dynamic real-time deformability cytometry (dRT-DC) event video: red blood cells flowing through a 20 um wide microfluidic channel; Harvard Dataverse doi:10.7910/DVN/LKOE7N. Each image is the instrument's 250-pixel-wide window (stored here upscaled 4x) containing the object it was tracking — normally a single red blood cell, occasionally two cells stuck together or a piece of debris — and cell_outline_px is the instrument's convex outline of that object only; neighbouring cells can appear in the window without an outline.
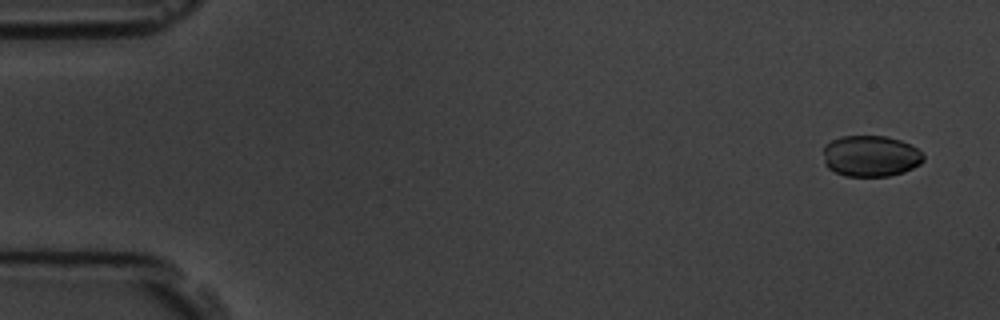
{"species": "common noctule bat (a hibernating species)", "species_latin": "Nyctalus noctula", "temperature_condition": "room temperature", "stored_images_in_passage": 3, "camera_frame_rate_fps": 3000, "um_per_image_px": 0.085, "animal": {"sex": "male", "body_mass_g": 19.5, "forearm_length_mm": 54.6}, "frame": {"image": 1, "passage_image": 3, "time_ms": 3.0, "image_size_px": [1000, 320], "cell_outline_px": [[924, 160], [920, 164], [904, 172], [888, 176], [844, 176], [828, 168], [824, 164], [824, 144], [840, 136], [884, 136], [900, 140], [916, 148], [924, 156]], "centroid_in_image_um": [73.98, 13.26], "position_along_channel_um": 11.0, "area_um2": 24.04}}